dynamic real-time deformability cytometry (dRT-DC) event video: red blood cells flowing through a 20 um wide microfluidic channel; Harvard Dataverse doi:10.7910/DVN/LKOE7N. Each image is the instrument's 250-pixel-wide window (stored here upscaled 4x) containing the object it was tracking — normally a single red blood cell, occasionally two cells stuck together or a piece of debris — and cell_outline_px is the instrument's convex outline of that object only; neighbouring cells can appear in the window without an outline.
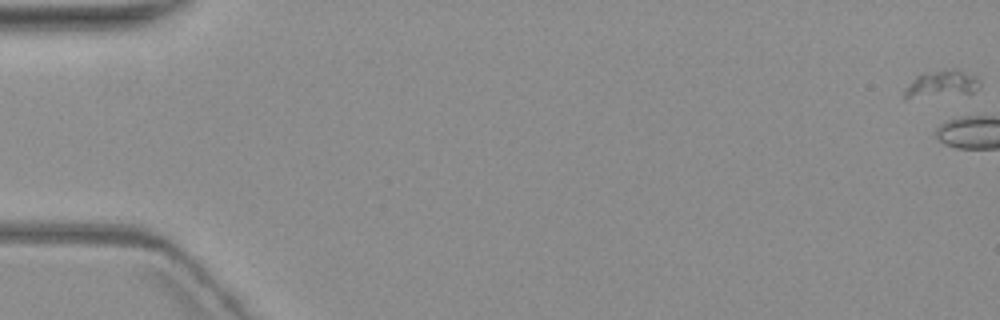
{"species": "common noctule bat (a hibernating species)", "species_latin": "Nyctalus noctula", "temperature_condition": "warm", "stored_images_in_passage": 3, "camera_frame_rate_fps": 3000, "um_per_image_px": 0.085, "animal": {"sex": "female", "body_mass_g": 19.3, "forearm_length_mm": 54.1}, "frame": {"image": 1, "passage_image": 1, "time_ms": 0.0, "image_size_px": [1000, 320], "cell_outline_px": [[980, 84], [972, 92], [904, 100], [904, 88], [916, 76], [956, 68], [976, 76], [980, 80]], "centroid_in_image_um": [80.0, 7.17], "position_along_channel_um": 5.0, "area_um2": 11.68}}